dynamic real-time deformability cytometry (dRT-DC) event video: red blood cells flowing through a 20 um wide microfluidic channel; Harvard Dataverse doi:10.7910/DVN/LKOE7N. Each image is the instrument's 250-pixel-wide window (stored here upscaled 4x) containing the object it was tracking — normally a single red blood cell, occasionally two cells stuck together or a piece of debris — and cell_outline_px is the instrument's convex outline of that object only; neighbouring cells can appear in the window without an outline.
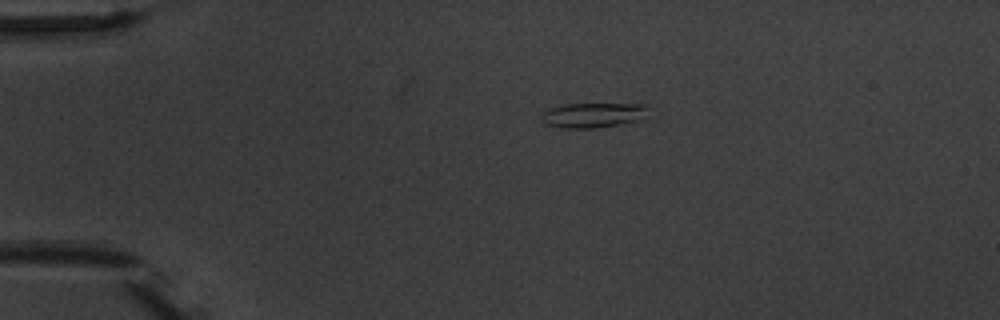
{"species": "common noctule bat (a hibernating species)", "species_latin": "Nyctalus noctula", "temperature_condition": "warm", "stored_images_in_passage": 3, "camera_frame_rate_fps": 3000, "um_per_image_px": 0.085, "animal": {"sex": "male", "body_mass_g": 20.1, "forearm_length_mm": 53.5}, "frame": {"image": 1, "passage_image": 1, "time_ms": 0.0, "image_size_px": [1000, 320], "cell_outline_px": [[648, 104], [636, 120], [620, 124], [596, 128], [560, 128], [544, 124], [540, 116], [544, 112], [552, 108], [564, 104]], "centroid_in_image_um": [50.27, 9.79], "position_along_channel_um": 34.7, "area_um2": 15.03}}
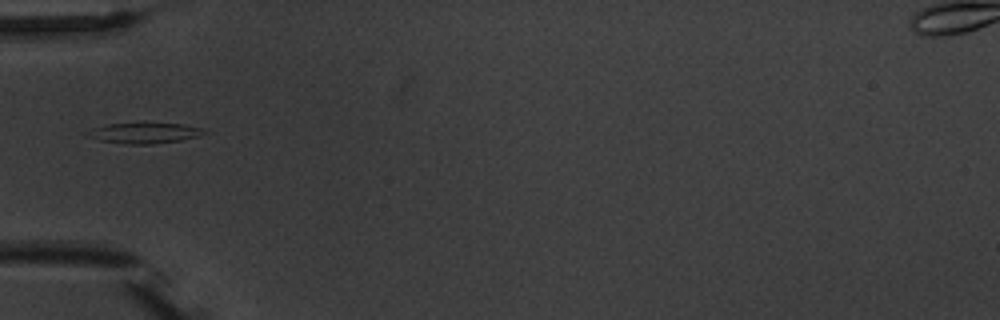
{"frame": {"image": 2, "passage_image": 3, "time_ms": 2.333, "image_size_px": [1000, 320], "cell_outline_px": [[208, 132], [200, 136], [180, 140], [152, 144], [128, 144], [100, 140], [88, 136], [80, 132], [92, 128], [108, 124], [184, 124], [204, 128]], "centroid_in_image_um": [12.26, 11.31], "position_along_channel_um": 72.7, "area_um2": 13.93}}